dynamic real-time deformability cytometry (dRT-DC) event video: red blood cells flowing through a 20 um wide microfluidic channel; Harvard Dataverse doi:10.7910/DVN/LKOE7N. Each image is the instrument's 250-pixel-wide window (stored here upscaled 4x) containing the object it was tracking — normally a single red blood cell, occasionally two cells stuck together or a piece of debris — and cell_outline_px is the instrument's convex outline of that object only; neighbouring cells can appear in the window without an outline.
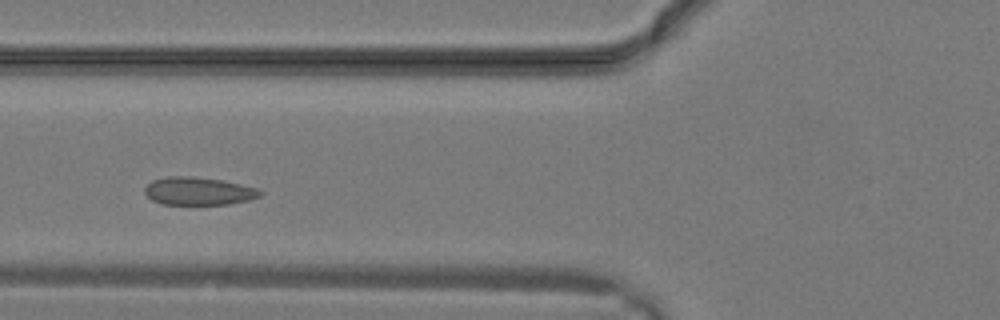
{"species": "common noctule bat (a hibernating species)", "species_latin": "Nyctalus noctula", "temperature_condition": "warm", "stored_images_in_passage": 19, "camera_frame_rate_fps": 3000, "um_per_image_px": 0.085, "animal": {"sex": "male", "body_mass_g": 19.2, "forearm_length_mm": 51.8}, "frame": {"image": 1, "passage_image": 3, "time_ms": 0.667, "image_size_px": [1000, 320], "cell_outline_px": [[264, 192], [260, 196], [248, 200], [228, 204], [160, 204], [152, 200], [144, 192], [144, 188], [152, 180], [168, 176], [192, 176], [220, 180], [240, 184], [256, 188]], "centroid_in_image_um": [16.85, 16.24], "position_along_channel_um": 109.0, "area_um2": 18.67}}
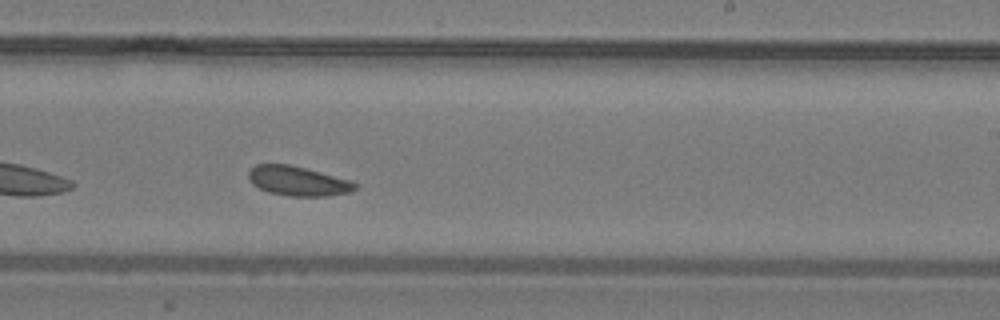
{"frame": {"image": 2, "passage_image": 10, "time_ms": 3.0, "image_size_px": [1000, 320], "cell_outline_px": [[360, 184], [352, 192], [328, 196], [288, 196], [268, 192], [252, 184], [248, 180], [248, 172], [256, 164], [288, 164], [352, 180]], "centroid_in_image_um": [25.35, 15.39], "position_along_channel_um": 263.6, "area_um2": 18.5}}
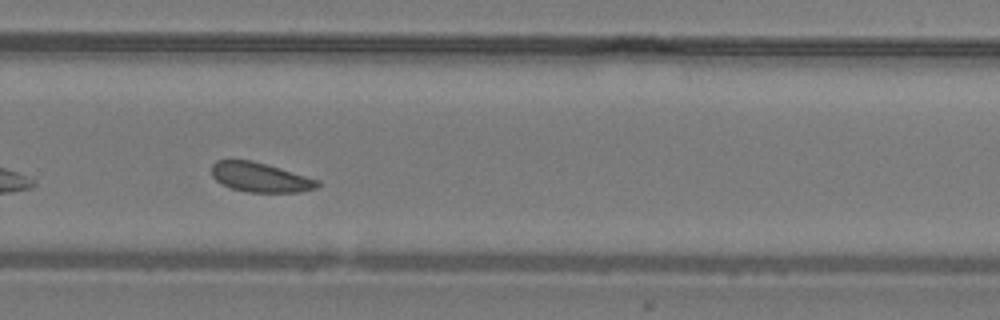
{"frame": {"image": 3, "passage_image": 12, "time_ms": 3.667, "image_size_px": [1000, 320], "cell_outline_px": [[320, 184], [316, 188], [300, 192], [244, 192], [220, 184], [212, 176], [212, 164], [216, 160], [252, 160], [320, 180]], "centroid_in_image_um": [22.1, 15.08], "position_along_channel_um": 307.7, "area_um2": 18.21}}